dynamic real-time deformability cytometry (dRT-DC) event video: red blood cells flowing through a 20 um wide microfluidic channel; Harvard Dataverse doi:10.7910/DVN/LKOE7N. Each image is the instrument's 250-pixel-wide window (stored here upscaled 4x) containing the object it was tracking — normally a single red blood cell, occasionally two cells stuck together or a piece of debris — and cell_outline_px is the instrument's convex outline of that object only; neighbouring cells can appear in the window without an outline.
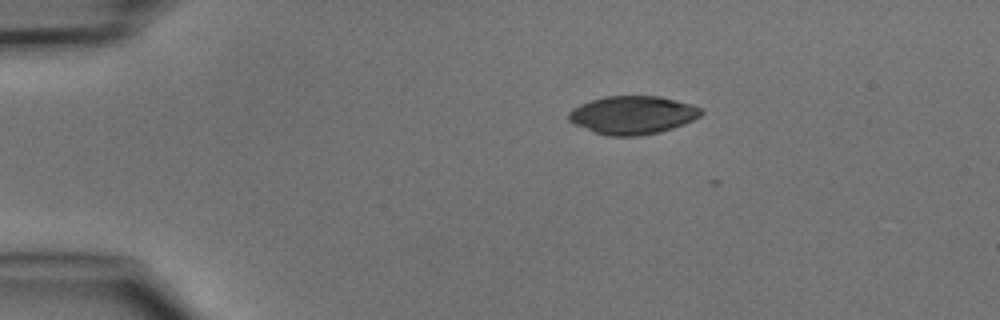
{"species": "common noctule bat (a hibernating species)", "species_latin": "Nyctalus noctula", "temperature_condition": "cold", "stored_images_in_passage": 3, "camera_frame_rate_fps": 3000, "um_per_image_px": 0.085, "animal": {"sex": "male", "body_mass_g": 15.6}, "frame": {"image": 1, "passage_image": 1, "time_ms": 0.0, "image_size_px": [1000, 320], "cell_outline_px": [[704, 112], [700, 116], [684, 124], [660, 132], [636, 136], [604, 136], [592, 132], [568, 120], [568, 112], [572, 108], [580, 104], [604, 96], [660, 96], [692, 104], [704, 108]], "centroid_in_image_um": [53.78, 9.78], "position_along_channel_um": 31.2, "area_um2": 29.71}}
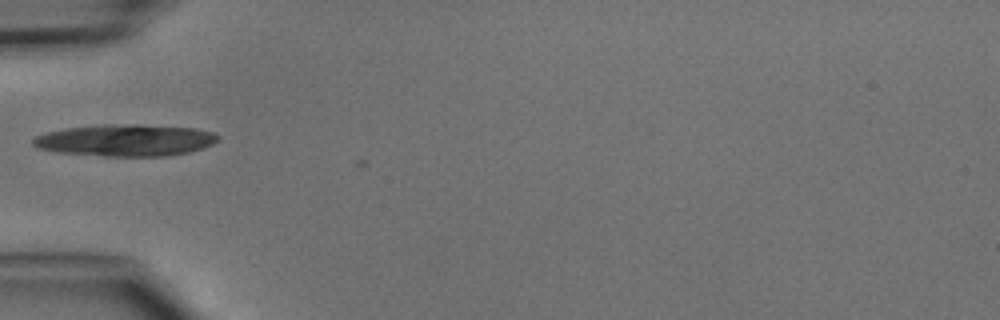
{"frame": {"image": 2, "passage_image": 3, "time_ms": 2.333, "image_size_px": [1000, 320], "cell_outline_px": [[220, 136], [212, 144], [204, 148], [188, 152], [164, 156], [104, 156], [56, 152], [40, 148], [32, 144], [32, 140], [36, 136], [44, 132], [64, 128], [104, 124], [140, 124], [196, 128], [212, 132]], "centroid_in_image_um": [10.65, 11.91], "position_along_channel_um": 74.4, "area_um2": 34.45}}